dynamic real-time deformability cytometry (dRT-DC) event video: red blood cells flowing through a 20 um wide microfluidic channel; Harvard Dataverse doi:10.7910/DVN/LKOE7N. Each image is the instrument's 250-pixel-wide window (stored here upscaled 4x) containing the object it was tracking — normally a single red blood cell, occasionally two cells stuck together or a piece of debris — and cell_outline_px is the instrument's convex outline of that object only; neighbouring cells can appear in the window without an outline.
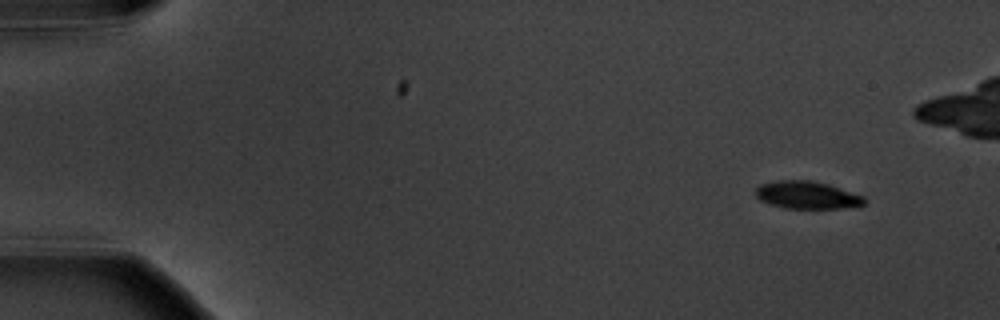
{"species": "common noctule bat (a hibernating species)", "species_latin": "Nyctalus noctula", "temperature_condition": "warm", "stored_images_in_passage": 5, "camera_frame_rate_fps": 3000, "um_per_image_px": 0.085, "animal": {"sex": "male", "body_mass_g": 20.1, "forearm_length_mm": 53.5}, "frame": {"image": 1, "passage_image": 1, "time_ms": 0.0, "image_size_px": [1000, 320], "cell_outline_px": [[864, 204], [860, 208], [784, 208], [760, 200], [756, 196], [756, 188], [760, 184], [776, 180], [812, 180], [828, 184], [864, 196]], "centroid_in_image_um": [68.63, 16.58], "position_along_channel_um": 16.4, "area_um2": 17.57}}